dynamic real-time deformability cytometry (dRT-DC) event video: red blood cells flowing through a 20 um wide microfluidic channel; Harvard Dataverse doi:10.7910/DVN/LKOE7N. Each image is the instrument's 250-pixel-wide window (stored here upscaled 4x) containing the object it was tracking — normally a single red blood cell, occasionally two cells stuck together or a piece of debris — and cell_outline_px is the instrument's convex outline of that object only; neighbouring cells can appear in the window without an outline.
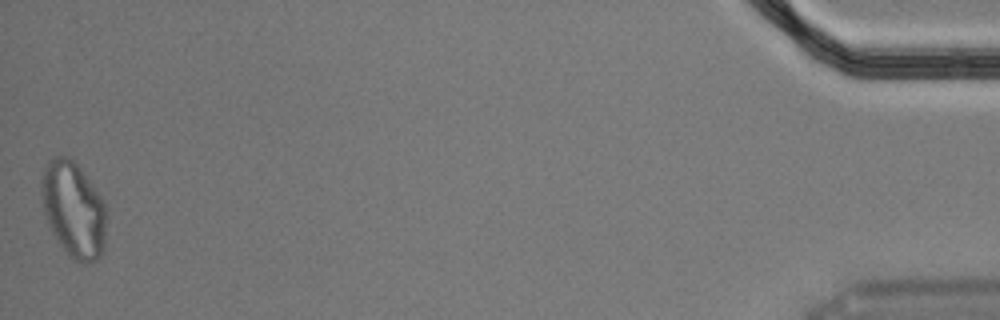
{"species": "Egyptian fruit bat (a non-hibernating species)", "species_latin": "Rousettus aegyptiacus", "temperature_condition": "cold", "stored_images_in_passage": 48, "segment_of_instrument_passage": [2, 2], "camera_frame_rate_fps": 3000, "um_per_image_px": 0.085, "animal": {"sex": "male"}, "frame": {"image": 1, "passage_image": 48, "time_ms": 15.667, "image_size_px": [1000, 320], "cell_outline_px": [[108, 212], [104, 248], [100, 256], [96, 260], [84, 264], [68, 256], [52, 232], [48, 224], [44, 212], [40, 192], [40, 180], [44, 168], [48, 160], [56, 156], [68, 156], [80, 168], [104, 200]], "centroid_in_image_um": [6.26, 17.81], "position_along_channel_um": 428.9, "area_um2": 36.76}}